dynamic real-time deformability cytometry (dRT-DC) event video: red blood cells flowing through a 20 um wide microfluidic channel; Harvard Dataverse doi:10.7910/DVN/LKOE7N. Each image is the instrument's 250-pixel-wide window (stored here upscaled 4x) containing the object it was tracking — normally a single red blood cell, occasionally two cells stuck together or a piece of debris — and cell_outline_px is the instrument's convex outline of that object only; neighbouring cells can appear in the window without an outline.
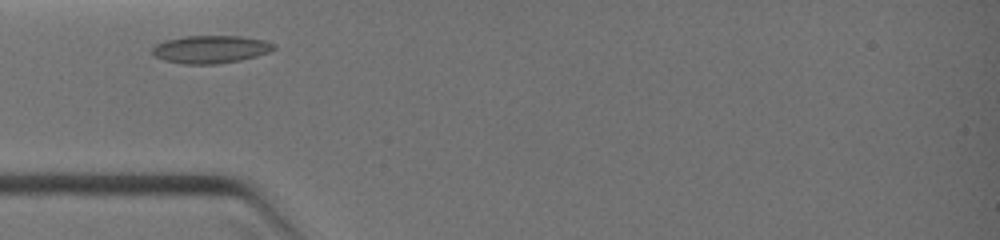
{"species": "common noctule bat (a hibernating species)", "species_latin": "Nyctalus noctula", "temperature_condition": "warm", "stored_images_in_passage": 10, "camera_frame_rate_fps": 3000, "um_per_image_px": 0.085, "animal": {"sex": "female", "body_mass_g": 19.0, "forearm_length_mm": 51.5}, "frame": {"image": 1, "passage_image": 1, "time_ms": 0.0, "image_size_px": [1000, 240], "cell_outline_px": [[276, 48], [268, 52], [256, 56], [240, 60], [216, 64], [184, 64], [164, 60], [156, 56], [152, 52], [152, 48], [156, 44], [168, 40], [184, 36], [240, 36], [264, 40], [276, 44]], "centroid_in_image_um": [17.93, 4.19], "position_along_channel_um": 67.1, "area_um2": 19.54}}
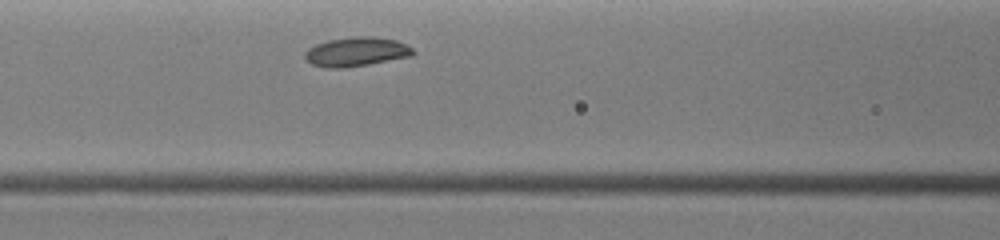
{"frame": {"image": 2, "passage_image": 4, "time_ms": 1.333, "image_size_px": [1000, 240], "cell_outline_px": [[416, 52], [412, 56], [368, 64], [344, 68], [328, 68], [312, 64], [304, 56], [304, 52], [308, 48], [316, 44], [328, 40], [356, 36], [372, 36], [396, 40], [408, 44]], "centroid_in_image_um": [30.31, 4.39], "position_along_channel_um": 136.3, "area_um2": 18.44}}
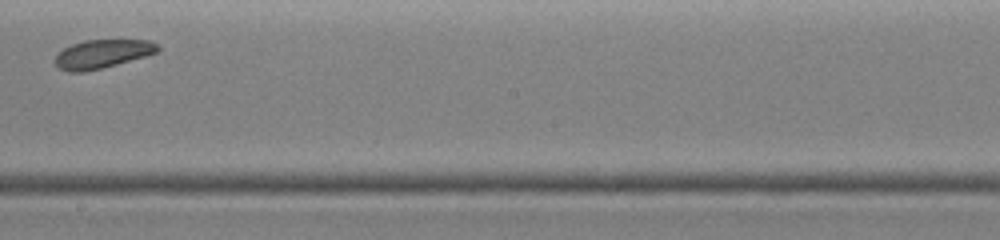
{"frame": {"image": 3, "passage_image": 9, "time_ms": 3.333, "image_size_px": [1000, 240], "cell_outline_px": [[160, 48], [156, 52], [144, 56], [116, 64], [84, 72], [68, 72], [60, 68], [56, 64], [56, 56], [64, 48], [72, 44], [84, 40], [152, 40], [160, 44]], "centroid_in_image_um": [8.72, 4.57], "position_along_channel_um": 239.5, "area_um2": 16.88}}